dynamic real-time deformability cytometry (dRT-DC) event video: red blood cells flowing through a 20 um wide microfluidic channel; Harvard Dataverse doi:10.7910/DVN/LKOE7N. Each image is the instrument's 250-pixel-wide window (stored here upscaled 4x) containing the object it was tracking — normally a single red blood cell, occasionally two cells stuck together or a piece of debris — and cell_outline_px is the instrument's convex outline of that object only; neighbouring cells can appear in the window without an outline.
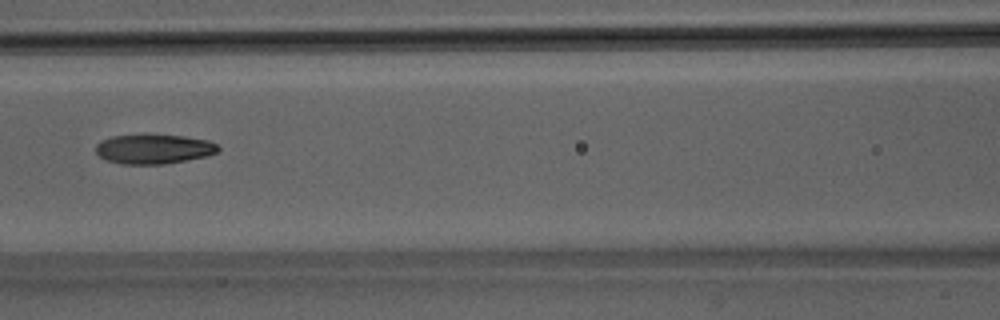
{"species": "Egyptian fruit bat (a non-hibernating species)", "species_latin": "Rousettus aegyptiacus", "temperature_condition": "room temperature", "stored_images_in_passage": 4, "camera_frame_rate_fps": 3000, "um_per_image_px": 0.085, "animal": {"sex": "male"}, "frame": {"image": 1, "passage_image": 4, "time_ms": 1.0, "image_size_px": [1000, 320], "cell_outline_px": [[220, 148], [216, 152], [208, 156], [164, 164], [120, 164], [104, 160], [96, 152], [96, 144], [100, 140], [112, 136], [144, 132], [184, 136], [208, 140], [216, 144]], "centroid_in_image_um": [13.02, 12.63], "position_along_channel_um": 153.6, "area_um2": 21.85}}